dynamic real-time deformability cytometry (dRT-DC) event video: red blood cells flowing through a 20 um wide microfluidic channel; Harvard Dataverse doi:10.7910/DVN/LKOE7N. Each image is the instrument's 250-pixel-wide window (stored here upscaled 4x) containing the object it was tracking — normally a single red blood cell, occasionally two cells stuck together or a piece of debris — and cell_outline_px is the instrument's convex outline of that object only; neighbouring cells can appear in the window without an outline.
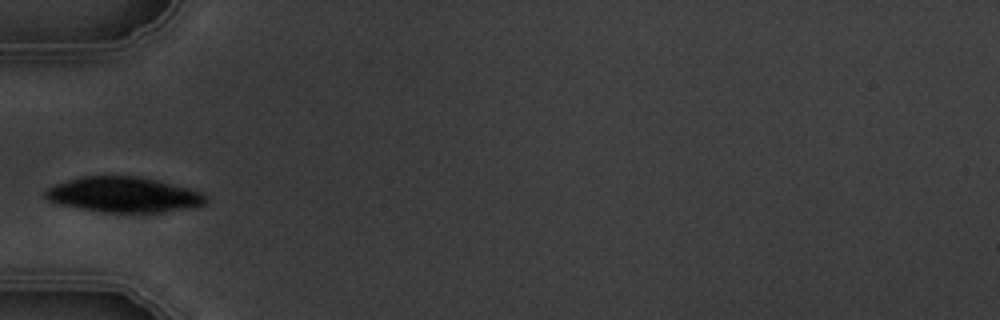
{"species": "common noctule bat (a hibernating species)", "species_latin": "Nyctalus noctula", "temperature_condition": "warm", "stored_images_in_passage": 3, "camera_frame_rate_fps": 3000, "um_per_image_px": 0.085, "animal": {"sex": "male", "body_mass_g": 19.5, "forearm_length_mm": 54.6}, "frame": {"image": 1, "passage_image": 3, "time_ms": 2.0, "image_size_px": [1000, 320], "cell_outline_px": [[208, 204], [192, 208], [164, 212], [104, 212], [80, 208], [60, 204], [48, 200], [44, 196], [44, 192], [48, 188], [56, 184], [68, 180], [84, 176], [140, 176], [188, 188], [200, 192], [208, 196]], "centroid_in_image_um": [10.57, 16.55], "position_along_channel_um": 74.4, "area_um2": 33.0}}